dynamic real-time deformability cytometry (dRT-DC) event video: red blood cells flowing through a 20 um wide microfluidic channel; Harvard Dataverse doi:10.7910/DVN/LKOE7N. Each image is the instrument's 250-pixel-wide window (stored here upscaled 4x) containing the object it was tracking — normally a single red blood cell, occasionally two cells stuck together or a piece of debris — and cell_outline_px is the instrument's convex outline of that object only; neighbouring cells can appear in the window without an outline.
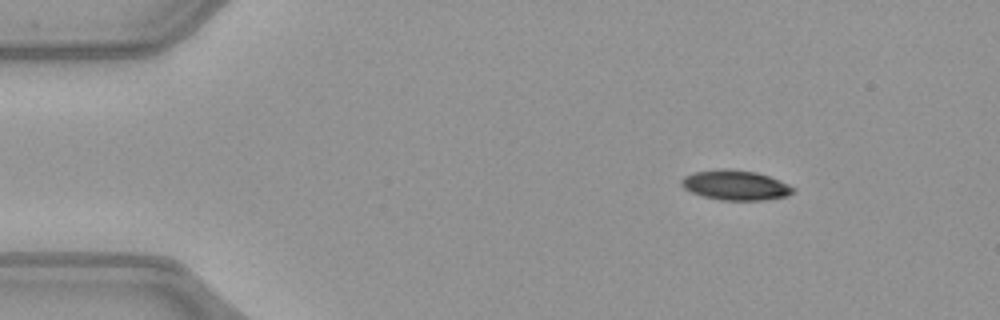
{"species": "common noctule bat (a hibernating species)", "species_latin": "Nyctalus noctula", "temperature_condition": "warm", "stored_images_in_passage": 45, "camera_frame_rate_fps": 3000, "um_per_image_px": 0.085, "animal": {"sex": "female", "body_mass_g": 21.9}, "frame": {"image": 1, "passage_image": 1, "time_ms": 0.0, "image_size_px": [1000, 320], "cell_outline_px": [[792, 192], [784, 196], [764, 200], [720, 200], [704, 196], [692, 192], [684, 188], [680, 184], [680, 180], [684, 176], [696, 172], [720, 168], [756, 172], [768, 176], [788, 184], [792, 188]], "centroid_in_image_um": [62.45, 15.73], "position_along_channel_um": 22.5, "area_um2": 19.07}}
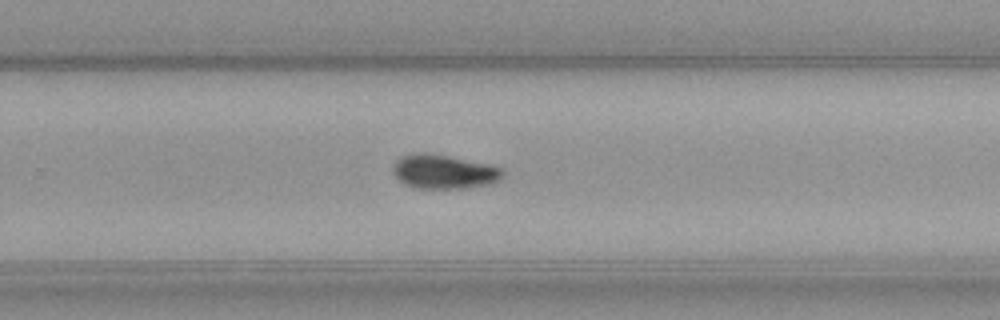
{"frame": {"image": 2, "passage_image": 27, "time_ms": 8.667, "image_size_px": [1000, 320], "cell_outline_px": [[504, 176], [500, 180], [492, 184], [468, 188], [416, 188], [404, 184], [392, 172], [392, 164], [400, 156], [416, 152], [424, 152], [448, 156], [492, 164], [504, 168]], "centroid_in_image_um": [37.76, 14.59], "position_along_channel_um": 292.0, "area_um2": 22.31}}
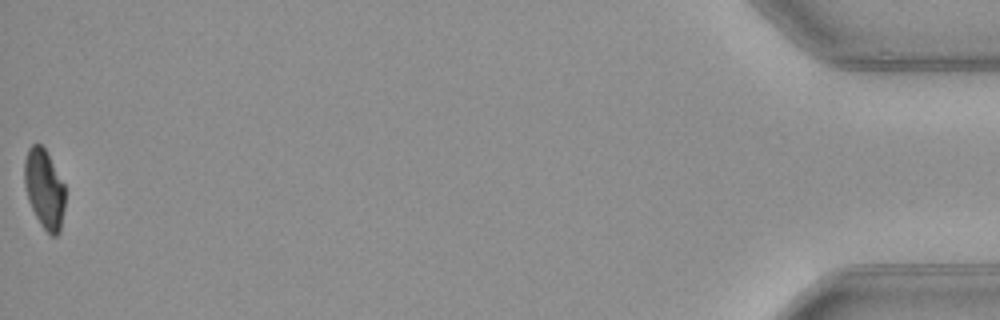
{"frame": {"image": 3, "passage_image": 45, "time_ms": 14.667, "image_size_px": [1000, 320], "cell_outline_px": [[64, 208], [60, 232], [56, 236], [52, 236], [40, 224], [28, 200], [24, 184], [24, 160], [28, 148], [32, 144], [40, 144], [44, 148], [64, 184]], "centroid_in_image_um": [3.75, 16.06], "position_along_channel_um": 431.4, "area_um2": 18.61}, "authors_computed_cell_mechanics": {"area_um2": 21.2704, "velocity_mm_per_s": 4.0513, "shape_relaxation_time_tau1_ms": 4.8708, "shape_relaxation_time_tau2_ms": null, "deformation_change_tau1": 0.1592, "deformation_change_tau2": null}}